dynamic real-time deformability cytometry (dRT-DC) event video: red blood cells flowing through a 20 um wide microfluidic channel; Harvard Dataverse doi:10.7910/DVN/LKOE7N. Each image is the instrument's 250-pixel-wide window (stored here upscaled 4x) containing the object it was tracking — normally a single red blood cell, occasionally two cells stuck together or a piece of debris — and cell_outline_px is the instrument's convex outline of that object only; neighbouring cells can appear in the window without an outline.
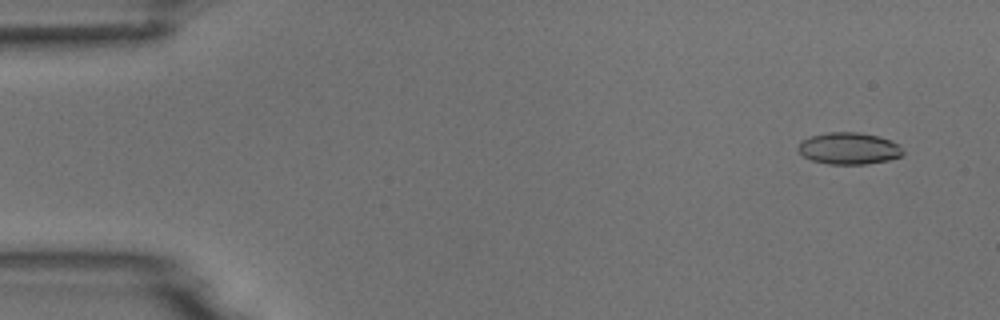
{"species": "common noctule bat (a hibernating species)", "species_latin": "Nyctalus noctula", "temperature_condition": "room temperature", "stored_images_in_passage": 5, "camera_frame_rate_fps": 3000, "um_per_image_px": 0.085, "animal": {"sex": "male", "body_mass_g": 18.8}, "frame": {"image": 1, "passage_image": 2, "time_ms": 1.0, "image_size_px": [1000, 320], "cell_outline_px": [[904, 152], [900, 156], [888, 160], [864, 164], [828, 164], [812, 160], [804, 156], [796, 148], [800, 140], [812, 136], [828, 132], [860, 132], [892, 140], [900, 144]], "centroid_in_image_um": [72.15, 12.61], "position_along_channel_um": 12.8, "area_um2": 19.48}}